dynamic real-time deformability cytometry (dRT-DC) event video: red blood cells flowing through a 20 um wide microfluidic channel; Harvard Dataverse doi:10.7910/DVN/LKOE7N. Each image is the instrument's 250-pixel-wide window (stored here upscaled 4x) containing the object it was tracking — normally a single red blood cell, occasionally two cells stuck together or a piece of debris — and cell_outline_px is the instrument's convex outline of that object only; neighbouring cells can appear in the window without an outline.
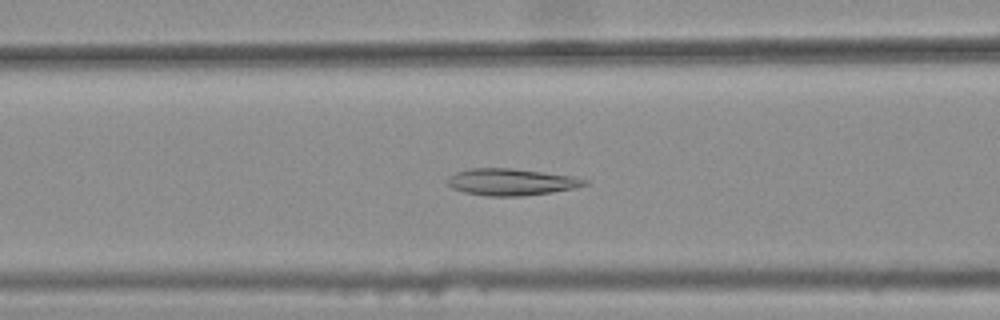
{"species": "common noctule bat (a hibernating species)", "species_latin": "Nyctalus noctula", "temperature_condition": "warm", "stored_images_in_passage": 45, "camera_frame_rate_fps": 3000, "um_per_image_px": 0.085, "animal": {"sex": "female", "body_mass_g": 25.1}, "frame": {"image": 1, "passage_image": 21, "time_ms": 6.667, "image_size_px": [1000, 320], "cell_outline_px": [[588, 184], [576, 188], [552, 192], [520, 196], [488, 196], [464, 192], [452, 188], [448, 184], [448, 176], [456, 172], [472, 168], [512, 168], [572, 176], [588, 180]], "centroid_in_image_um": [43.46, 15.47], "position_along_channel_um": 123.1, "area_um2": 21.33}}
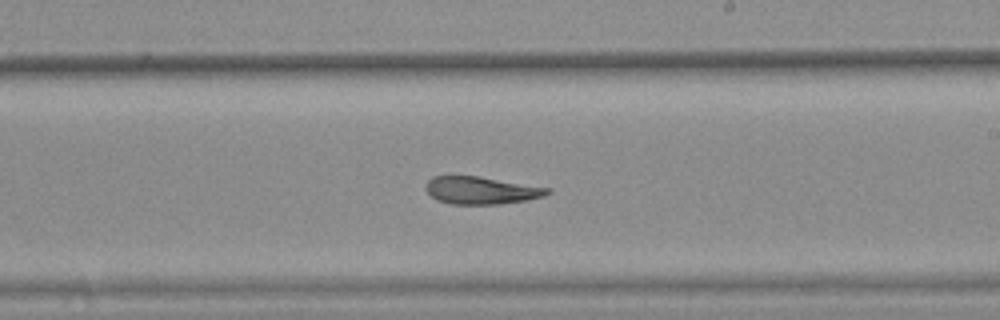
{"frame": {"image": 2, "passage_image": 31, "time_ms": 10.0, "image_size_px": [1000, 320], "cell_outline_px": [[552, 192], [544, 196], [524, 200], [500, 204], [452, 204], [436, 200], [424, 188], [424, 184], [432, 176], [480, 176], [552, 188]], "centroid_in_image_um": [40.9, 16.17], "position_along_channel_um": 248.1, "area_um2": 19.65}}
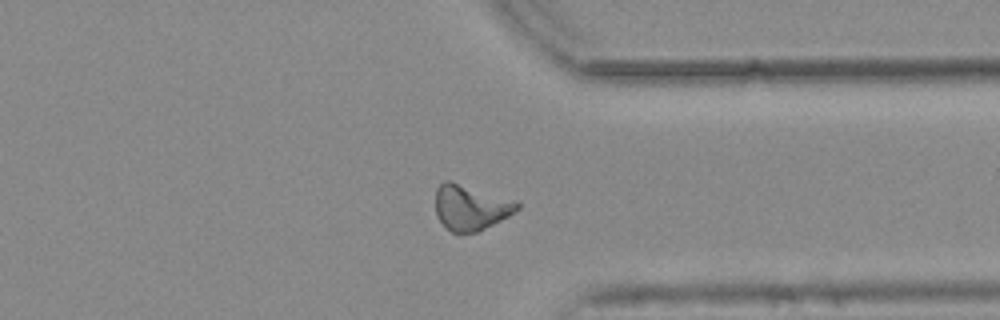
{"frame": {"image": 3, "passage_image": 41, "time_ms": 13.333, "image_size_px": [1000, 320], "cell_outline_px": [[520, 208], [508, 216], [476, 232], [452, 232], [436, 216], [436, 188], [444, 180], [452, 180], [516, 200], [520, 204]], "centroid_in_image_um": [40.01, 17.59], "position_along_channel_um": 371.4, "area_um2": 21.56}, "authors_computed_cell_mechanics": {"area_um2": 20.7502, "velocity_mm_per_s": 3.7595, "shape_relaxation_time_tau1_ms": null, "shape_relaxation_time_tau2_ms": 3.785, "deformation_change_tau1": null, "deformation_change_tau2": 0.1211}}